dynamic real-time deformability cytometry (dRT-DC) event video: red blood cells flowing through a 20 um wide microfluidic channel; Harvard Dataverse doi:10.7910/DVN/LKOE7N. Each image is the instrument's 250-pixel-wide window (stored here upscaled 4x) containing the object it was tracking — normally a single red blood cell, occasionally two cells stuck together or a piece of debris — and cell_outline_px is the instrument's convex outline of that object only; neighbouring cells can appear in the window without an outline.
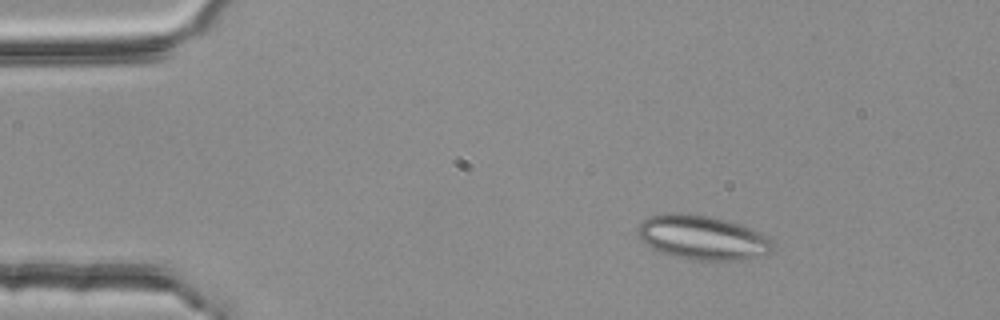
{"species": "common noctule bat (a hibernating species)", "species_latin": "Nyctalus noctula", "temperature_condition": "room temperature", "stored_images_in_passage": 4, "camera_frame_rate_fps": 3000, "um_per_image_px": 0.085, "animal": {"sex": "female", "body_mass_g": 25.1}, "frame": {"image": 1, "passage_image": 2, "time_ms": 0.333, "image_size_px": [1000, 320], "cell_outline_px": [[772, 252], [764, 256], [736, 260], [688, 260], [660, 252], [652, 248], [640, 240], [636, 232], [636, 228], [644, 220], [652, 216], [668, 212], [676, 212], [708, 216], [740, 224], [760, 232], [772, 240]], "centroid_in_image_um": [59.69, 20.2], "position_along_channel_um": 25.3, "area_um2": 34.97}}